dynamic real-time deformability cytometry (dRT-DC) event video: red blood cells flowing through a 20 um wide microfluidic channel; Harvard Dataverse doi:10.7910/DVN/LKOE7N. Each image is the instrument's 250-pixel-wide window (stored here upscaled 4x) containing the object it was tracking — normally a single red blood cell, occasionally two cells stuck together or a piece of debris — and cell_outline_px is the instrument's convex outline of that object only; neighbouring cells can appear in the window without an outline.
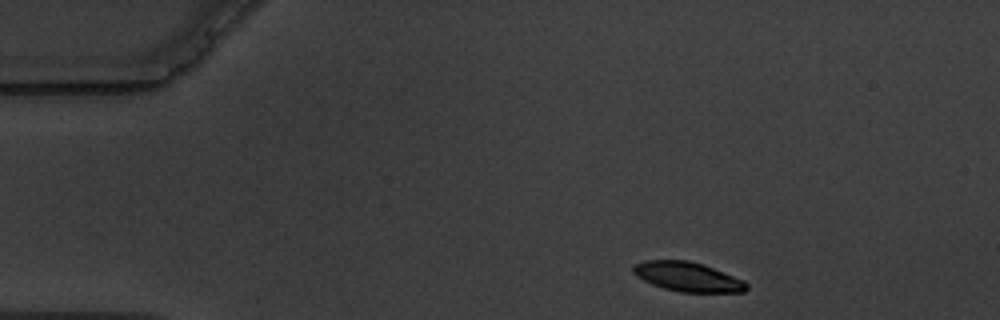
{"species": "common noctule bat (a hibernating species)", "species_latin": "Nyctalus noctula", "temperature_condition": "warm", "stored_images_in_passage": 6, "camera_frame_rate_fps": 3000, "um_per_image_px": 0.085, "animal": {"sex": "male", "body_mass_g": 19.5, "forearm_length_mm": 54.6}, "frame": {"image": 1, "passage_image": 1, "time_ms": 0.0, "image_size_px": [1000, 320], "cell_outline_px": [[748, 288], [744, 292], [680, 292], [664, 288], [652, 284], [636, 276], [632, 272], [632, 268], [636, 264], [644, 260], [688, 260], [704, 264], [744, 280], [748, 284]], "centroid_in_image_um": [58.46, 23.52], "position_along_channel_um": 26.5, "area_um2": 19.48}}
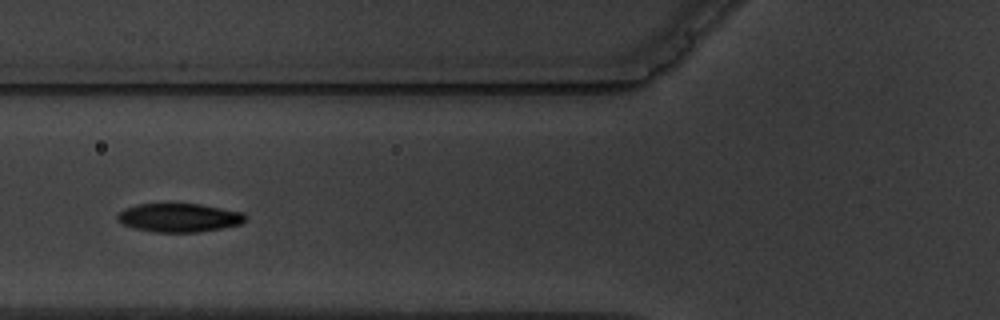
{"frame": {"image": 2, "passage_image": 4, "time_ms": 4.333, "image_size_px": [1000, 320], "cell_outline_px": [[248, 216], [240, 224], [220, 228], [196, 232], [152, 232], [136, 228], [124, 224], [116, 220], [116, 216], [124, 208], [136, 204], [200, 204], [244, 212]], "centroid_in_image_um": [15.21, 18.49], "position_along_channel_um": 110.6, "area_um2": 21.27}}
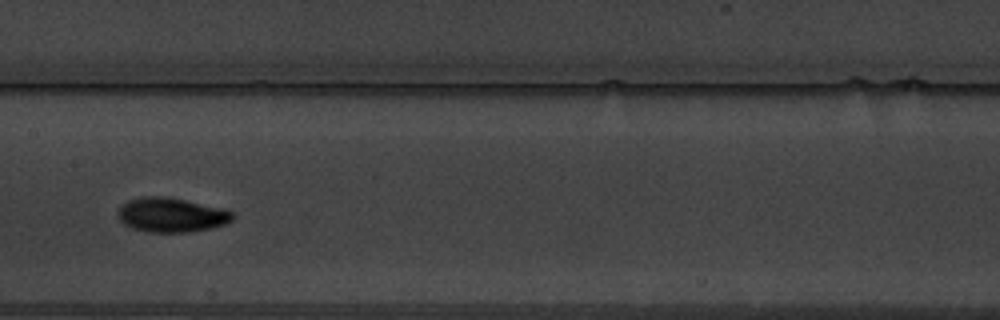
{"frame": {"image": 3, "passage_image": 6, "time_ms": 6.667, "image_size_px": [1000, 320], "cell_outline_px": [[232, 220], [228, 224], [212, 228], [192, 232], [148, 232], [132, 228], [124, 224], [116, 216], [120, 208], [128, 200], [140, 196], [164, 196], [228, 208], [232, 212]], "centroid_in_image_um": [14.6, 18.27], "position_along_channel_um": 192.8, "area_um2": 23.35}}